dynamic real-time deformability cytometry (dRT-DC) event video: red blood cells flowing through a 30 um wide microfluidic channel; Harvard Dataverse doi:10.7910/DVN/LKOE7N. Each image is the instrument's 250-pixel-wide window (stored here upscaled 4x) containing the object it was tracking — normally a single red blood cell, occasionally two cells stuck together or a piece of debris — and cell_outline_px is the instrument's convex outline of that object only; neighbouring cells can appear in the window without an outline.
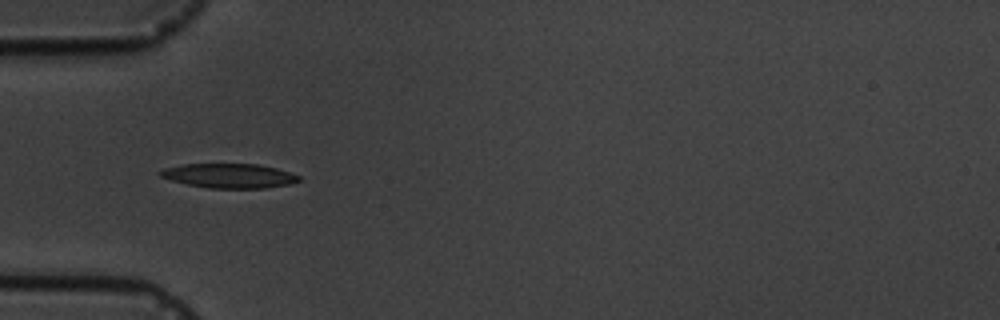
{"species": "common noctule bat (a hibernating species)", "species_latin": "Nyctalus noctula", "temperature_condition": "cold", "stored_images_in_passage": 5, "camera_frame_rate_fps": 3000, "um_per_image_px": 0.085, "animal": {"sex": "male", "body_mass_g": 19.5, "forearm_length_mm": 54.6}, "frame": {"image": 1, "passage_image": 4, "time_ms": 4.333, "image_size_px": [1000, 320], "cell_outline_px": [[300, 180], [292, 184], [264, 188], [208, 188], [188, 184], [172, 180], [160, 176], [156, 172], [164, 168], [184, 164], [256, 164], [276, 168], [300, 176]], "centroid_in_image_um": [19.48, 14.94], "position_along_channel_um": 65.5, "area_um2": 19.65}}
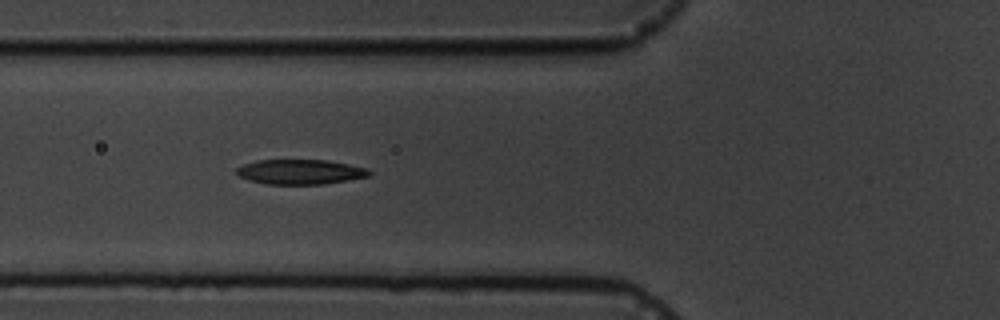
{"frame": {"image": 2, "passage_image": 5, "time_ms": 5.333, "image_size_px": [1000, 320], "cell_outline_px": [[372, 172], [368, 176], [348, 180], [324, 184], [268, 184], [248, 180], [240, 176], [236, 172], [236, 168], [244, 164], [256, 160], [328, 160], [368, 168]], "centroid_in_image_um": [25.53, 14.6], "position_along_channel_um": 100.3, "area_um2": 19.19}}